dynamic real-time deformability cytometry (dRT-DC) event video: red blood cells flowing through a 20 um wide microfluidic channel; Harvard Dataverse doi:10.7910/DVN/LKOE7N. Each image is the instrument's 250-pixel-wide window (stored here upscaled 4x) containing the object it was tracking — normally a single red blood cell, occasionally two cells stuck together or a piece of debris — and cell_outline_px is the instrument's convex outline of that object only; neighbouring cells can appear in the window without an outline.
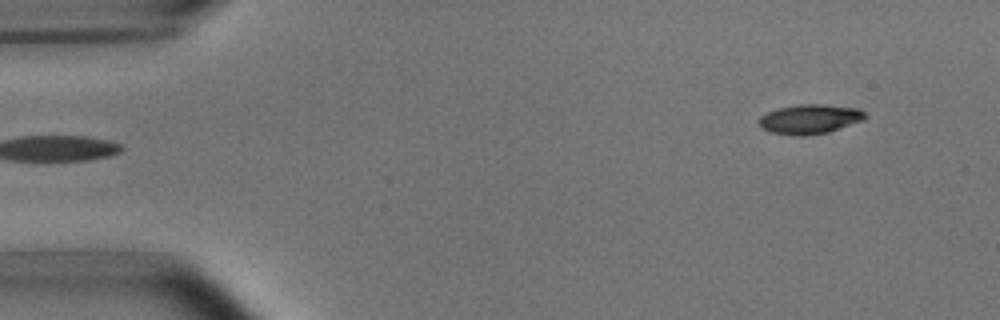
{"species": "common noctule bat (a hibernating species)", "species_latin": "Nyctalus noctula", "temperature_condition": "room temperature", "stored_images_in_passage": 5, "segment_of_instrument_passage": [2, 2], "camera_frame_rate_fps": 3000, "um_per_image_px": 0.085, "animal": {"sex": "male", "body_mass_g": 15.6}, "frame": {"image": 1, "passage_image": 5, "time_ms": 5.333, "image_size_px": [1000, 320], "cell_outline_px": [[864, 120], [828, 132], [804, 136], [800, 136], [772, 132], [760, 128], [756, 120], [760, 116], [768, 112], [780, 108], [800, 104], [824, 104], [860, 108], [864, 112]], "centroid_in_image_um": [68.81, 10.12], "position_along_channel_um": 16.2, "area_um2": 18.26}}